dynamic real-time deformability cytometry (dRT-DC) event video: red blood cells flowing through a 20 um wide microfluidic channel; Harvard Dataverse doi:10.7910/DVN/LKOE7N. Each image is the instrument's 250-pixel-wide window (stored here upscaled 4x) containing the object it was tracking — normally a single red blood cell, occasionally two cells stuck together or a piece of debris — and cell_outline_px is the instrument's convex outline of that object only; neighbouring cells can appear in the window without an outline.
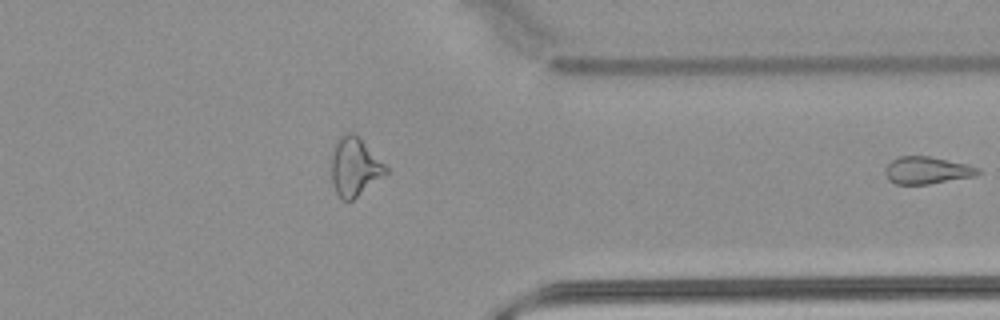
{"species": "common noctule bat (a hibernating species)", "species_latin": "Nyctalus noctula", "temperature_condition": "warm", "stored_images_in_passage": 39, "segment_of_instrument_passage": [2, 2], "camera_frame_rate_fps": 3000, "um_per_image_px": 0.085, "animal": {"sex": "male", "body_mass_g": 21.5, "forearm_length_mm": 52.0}, "frame": {"image": 1, "passage_image": 39, "time_ms": 12.667, "image_size_px": [1000, 320], "cell_outline_px": [[980, 172], [976, 176], [928, 184], [896, 184], [888, 180], [884, 172], [884, 168], [892, 160], [900, 156], [928, 156], [964, 164], [980, 168]], "centroid_in_image_um": [78.76, 14.49], "position_along_channel_um": 332.6, "area_um2": 14.62}}